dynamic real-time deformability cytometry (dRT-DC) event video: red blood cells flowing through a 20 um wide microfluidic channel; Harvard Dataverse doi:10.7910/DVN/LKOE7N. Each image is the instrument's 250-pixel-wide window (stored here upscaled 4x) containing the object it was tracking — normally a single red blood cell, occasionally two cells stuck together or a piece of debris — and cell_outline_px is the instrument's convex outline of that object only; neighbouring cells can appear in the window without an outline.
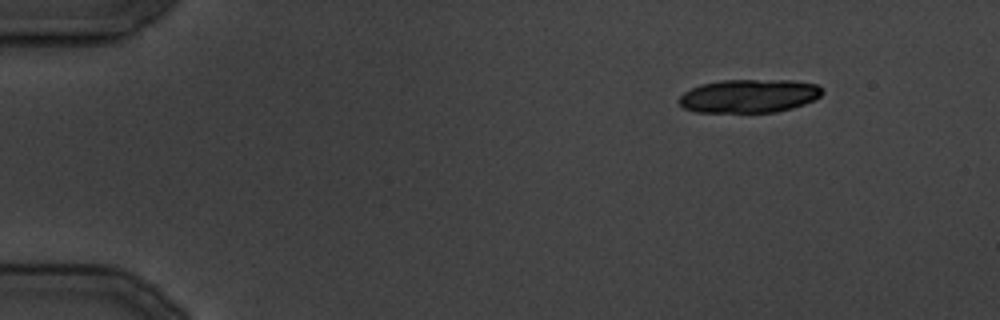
{"species": "common noctule bat (a hibernating species)", "species_latin": "Nyctalus noctula", "temperature_condition": "cold", "stored_images_in_passage": 19, "camera_frame_rate_fps": 3000, "um_per_image_px": 0.085, "animal": {"sex": "male", "body_mass_g": 19.5, "forearm_length_mm": 54.6}, "frame": {"image": 1, "passage_image": 1, "time_ms": 0.0, "image_size_px": [1000, 320], "cell_outline_px": [[824, 92], [820, 96], [804, 104], [792, 108], [776, 112], [696, 112], [684, 108], [676, 100], [684, 92], [700, 84], [720, 80], [792, 80], [816, 84]], "centroid_in_image_um": [63.64, 8.15], "position_along_channel_um": 21.4, "area_um2": 27.98}}
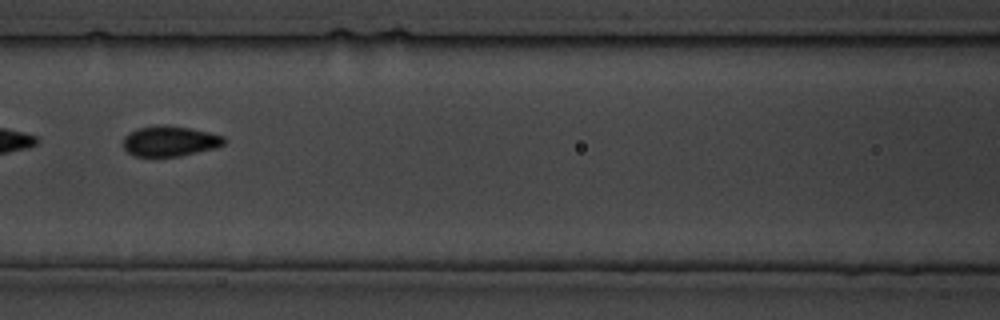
{"frame": {"image": 2, "passage_image": 13, "time_ms": 14.667, "image_size_px": [1000, 320], "cell_outline_px": [[228, 140], [224, 144], [216, 148], [176, 156], [132, 156], [124, 148], [124, 136], [128, 132], [136, 128], [164, 124], [192, 128], [224, 136]], "centroid_in_image_um": [14.44, 11.98], "position_along_channel_um": 152.2, "area_um2": 17.98}}
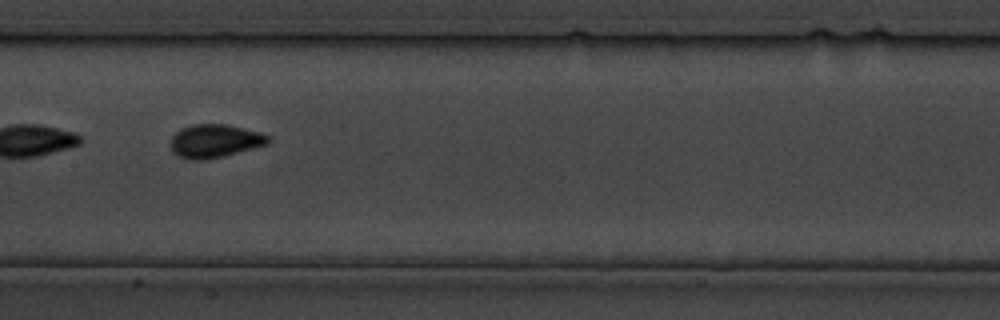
{"frame": {"image": 3, "passage_image": 15, "time_ms": 17.0, "image_size_px": [1000, 320], "cell_outline_px": [[272, 140], [268, 144], [204, 160], [192, 160], [176, 156], [172, 152], [172, 136], [180, 128], [192, 124], [224, 124], [260, 132], [268, 136]], "centroid_in_image_um": [18.23, 11.98], "position_along_channel_um": 189.2, "area_um2": 18.73}}